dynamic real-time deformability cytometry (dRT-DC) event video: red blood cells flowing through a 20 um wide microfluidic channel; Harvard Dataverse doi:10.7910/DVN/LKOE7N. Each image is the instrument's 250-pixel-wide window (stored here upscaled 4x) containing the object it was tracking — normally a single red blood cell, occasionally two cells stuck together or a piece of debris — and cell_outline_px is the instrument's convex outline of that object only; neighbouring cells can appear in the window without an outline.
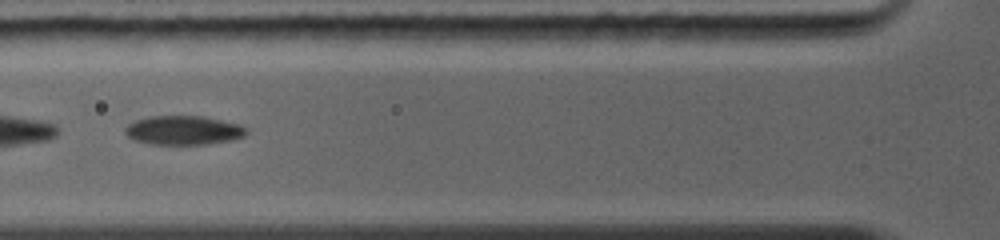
{"species": "common noctule bat (a hibernating species)", "species_latin": "Nyctalus noctula", "temperature_condition": "warm", "stored_images_in_passage": 6, "camera_frame_rate_fps": 5000, "um_per_image_px": 0.085, "animal": {"sex": "female", "body_mass_g": 19.0, "forearm_length_mm": 56.7}, "frame": {"image": 1, "passage_image": 3, "time_ms": 1.6, "image_size_px": [1000, 240], "cell_outline_px": [[248, 132], [244, 136], [232, 140], [204, 144], [152, 144], [136, 140], [128, 136], [124, 132], [124, 128], [128, 124], [136, 120], [152, 116], [204, 116], [240, 124]], "centroid_in_image_um": [15.6, 11.07], "position_along_channel_um": 110.2, "area_um2": 20.4}}